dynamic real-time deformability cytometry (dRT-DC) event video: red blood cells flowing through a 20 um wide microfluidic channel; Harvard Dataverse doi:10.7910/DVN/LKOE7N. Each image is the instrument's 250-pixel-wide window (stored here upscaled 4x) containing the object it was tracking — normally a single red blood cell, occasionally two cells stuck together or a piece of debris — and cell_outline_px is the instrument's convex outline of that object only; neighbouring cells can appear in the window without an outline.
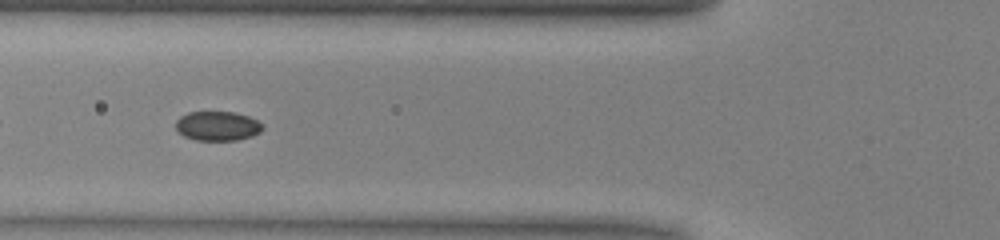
{"species": "common noctule bat (a hibernating species)", "species_latin": "Nyctalus noctula", "temperature_condition": "warm", "stored_images_in_passage": 38, "camera_frame_rate_fps": 3000, "um_per_image_px": 0.085, "animal": {"sex": "male", "body_mass_g": 13.0, "forearm_length_mm": 53.1}, "frame": {"image": 1, "passage_image": 6, "time_ms": 1.667, "image_size_px": [1000, 240], "cell_outline_px": [[264, 128], [260, 132], [252, 136], [236, 140], [196, 140], [184, 136], [176, 128], [176, 120], [180, 116], [188, 112], [236, 112], [248, 116], [264, 124]], "centroid_in_image_um": [18.51, 10.7], "position_along_channel_um": 107.3, "area_um2": 14.91}}
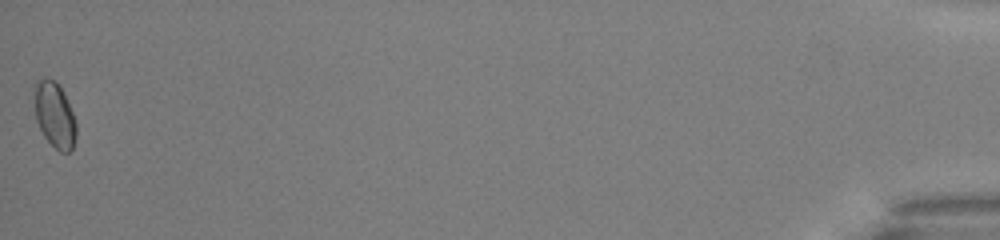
{"frame": {"image": 2, "passage_image": 38, "time_ms": 12.333, "image_size_px": [1000, 240], "cell_outline_px": [[76, 136], [72, 148], [68, 152], [60, 152], [44, 136], [36, 120], [32, 88], [36, 80], [44, 76], [52, 80], [60, 88], [72, 112], [76, 124]], "centroid_in_image_um": [4.59, 9.74], "position_along_channel_um": 430.6, "area_um2": 15.9}, "authors_computed_cell_mechanics": {"area_um2": 15.2303, "velocity_mm_per_s": 4.0516, "shape_relaxation_time_tau1_ms": null, "shape_relaxation_time_tau2_ms": 3.3751, "deformation_change_tau1": null, "deformation_change_tau2": 0.0443}}